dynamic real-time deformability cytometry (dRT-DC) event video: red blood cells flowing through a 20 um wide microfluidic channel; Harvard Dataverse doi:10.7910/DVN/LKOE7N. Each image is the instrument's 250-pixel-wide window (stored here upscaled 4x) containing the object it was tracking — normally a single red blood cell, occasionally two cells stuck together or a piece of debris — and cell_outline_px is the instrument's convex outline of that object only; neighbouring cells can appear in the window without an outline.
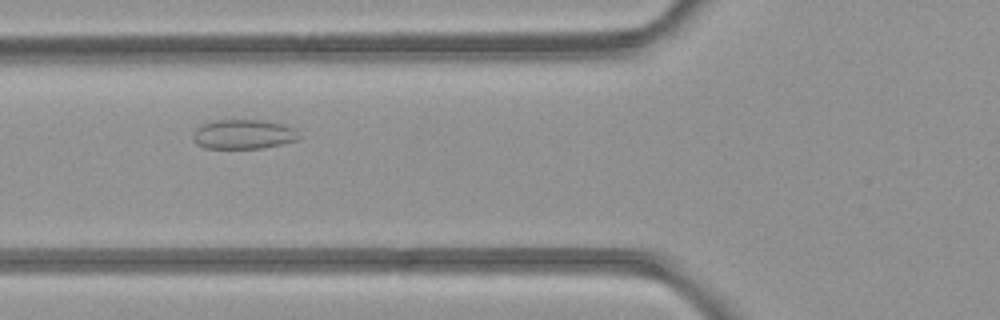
{"species": "common noctule bat (a hibernating species)", "species_latin": "Nyctalus noctula", "temperature_condition": "room temperature", "stored_images_in_passage": 35, "camera_frame_rate_fps": 3000, "um_per_image_px": 0.085, "animal": {"sex": "female", "body_mass_g": 21.9}, "frame": {"image": 1, "passage_image": 6, "time_ms": 1.667, "image_size_px": [1000, 320], "cell_outline_px": [[300, 136], [296, 140], [280, 144], [260, 148], [204, 148], [196, 144], [192, 136], [192, 132], [196, 128], [204, 124], [216, 120], [260, 120], [284, 124], [296, 128]], "centroid_in_image_um": [20.68, 11.41], "position_along_channel_um": 105.1, "area_um2": 18.21}}
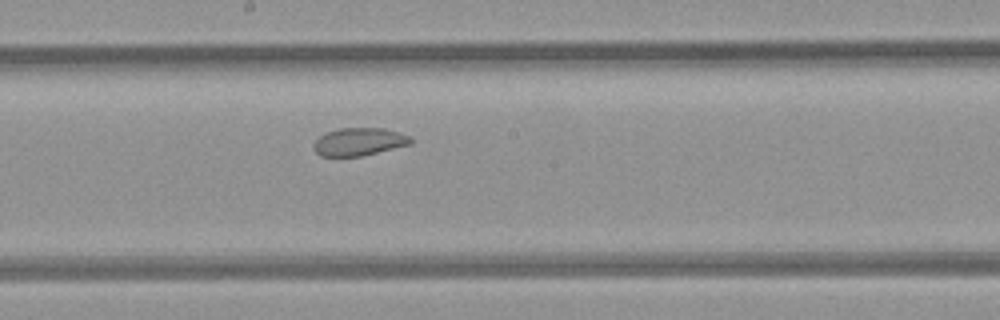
{"frame": {"image": 2, "passage_image": 14, "time_ms": 4.333, "image_size_px": [1000, 320], "cell_outline_px": [[412, 144], [360, 156], [320, 156], [312, 148], [312, 144], [320, 136], [328, 132], [340, 128], [384, 128], [412, 136]], "centroid_in_image_um": [30.53, 12.05], "position_along_channel_um": 217.7, "area_um2": 15.72}}
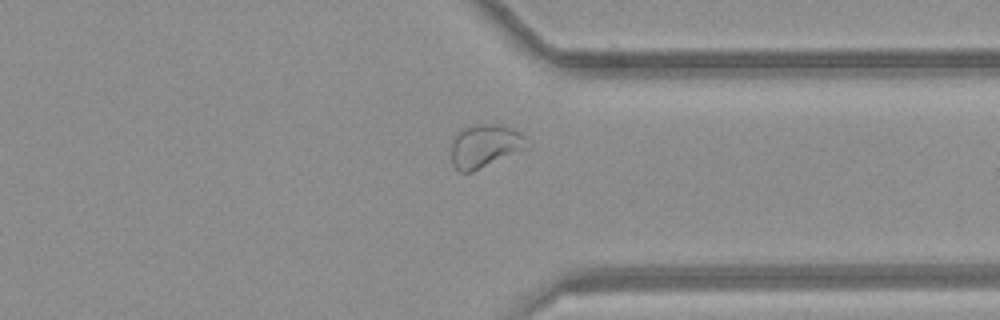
{"frame": {"image": 3, "passage_image": 25, "time_ms": 8.0, "image_size_px": [1000, 320], "cell_outline_px": [[532, 144], [528, 148], [472, 172], [460, 172], [452, 164], [452, 136], [456, 132], [472, 124], [500, 124], [524, 136]], "centroid_in_image_um": [41.21, 12.4], "position_along_channel_um": 370.2, "area_um2": 19.19}}